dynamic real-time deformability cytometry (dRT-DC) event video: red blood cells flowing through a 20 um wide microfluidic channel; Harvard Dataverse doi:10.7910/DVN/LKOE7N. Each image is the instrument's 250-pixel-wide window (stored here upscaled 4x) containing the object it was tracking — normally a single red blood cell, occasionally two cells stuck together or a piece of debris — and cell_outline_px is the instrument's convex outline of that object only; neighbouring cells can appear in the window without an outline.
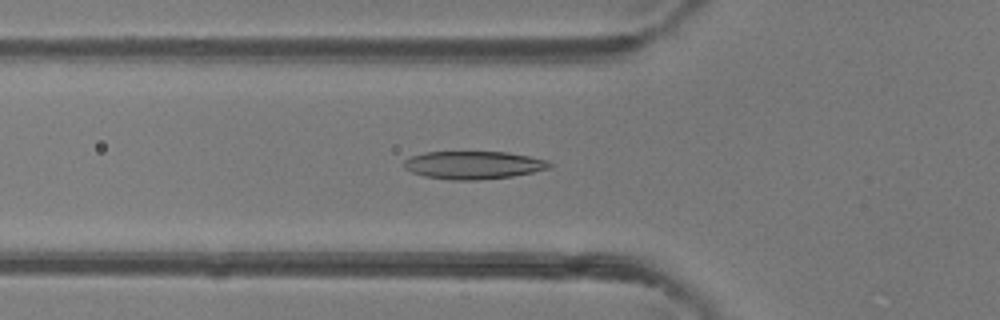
{"species": "common noctule bat (a hibernating species)", "species_latin": "Nyctalus noctula", "temperature_condition": "room temperature", "stored_images_in_passage": 16, "camera_frame_rate_fps": 3000, "um_per_image_px": 0.085, "animal": {"sex": "female"}, "frame": {"image": 1, "passage_image": 16, "time_ms": 5.0, "image_size_px": [1000, 320], "cell_outline_px": [[552, 168], [512, 176], [480, 180], [452, 180], [424, 176], [412, 172], [404, 168], [404, 160], [412, 156], [424, 152], [508, 152], [548, 160], [552, 164]], "centroid_in_image_um": [40.26, 14.03], "position_along_channel_um": 85.5, "area_um2": 23.7}}